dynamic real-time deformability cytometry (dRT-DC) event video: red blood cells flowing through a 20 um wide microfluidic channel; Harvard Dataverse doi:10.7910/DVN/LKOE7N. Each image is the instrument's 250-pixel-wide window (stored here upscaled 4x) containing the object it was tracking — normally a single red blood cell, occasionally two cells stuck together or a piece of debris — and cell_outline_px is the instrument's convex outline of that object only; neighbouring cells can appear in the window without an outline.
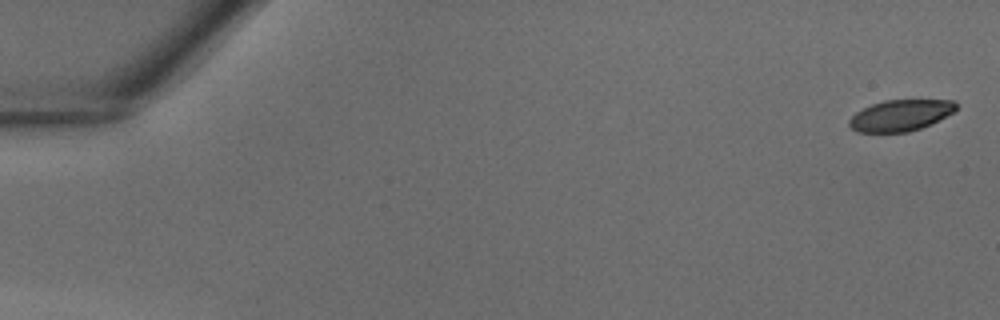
{"species": "common noctule bat (a hibernating species)", "species_latin": "Nyctalus noctula", "temperature_condition": "warm", "stored_images_in_passage": 13, "camera_frame_rate_fps": 3000, "um_per_image_px": 0.085, "animal": {"sex": "male", "body_mass_g": 18.8}, "frame": {"image": 1, "passage_image": 1, "time_ms": 0.0, "image_size_px": [1000, 320], "cell_outline_px": [[956, 108], [952, 112], [920, 128], [908, 132], [856, 132], [848, 124], [848, 120], [856, 112], [872, 104], [884, 100], [952, 100], [956, 104]], "centroid_in_image_um": [76.48, 9.8], "position_along_channel_um": 8.5, "area_um2": 19.07}}
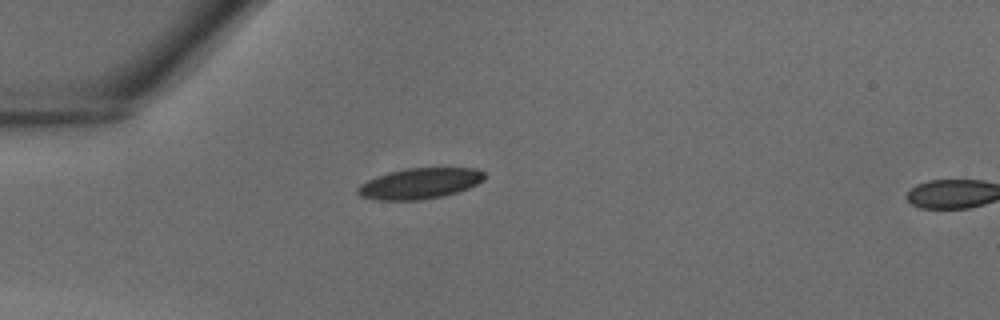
{"frame": {"image": 2, "passage_image": 12, "time_ms": 3.667, "image_size_px": [1000, 320], "cell_outline_px": [[484, 180], [468, 188], [456, 192], [440, 196], [420, 200], [372, 200], [360, 196], [356, 192], [356, 188], [360, 184], [376, 176], [388, 172], [404, 168], [476, 168], [484, 172]], "centroid_in_image_um": [35.62, 15.59], "position_along_channel_um": 49.4, "area_um2": 22.77}}